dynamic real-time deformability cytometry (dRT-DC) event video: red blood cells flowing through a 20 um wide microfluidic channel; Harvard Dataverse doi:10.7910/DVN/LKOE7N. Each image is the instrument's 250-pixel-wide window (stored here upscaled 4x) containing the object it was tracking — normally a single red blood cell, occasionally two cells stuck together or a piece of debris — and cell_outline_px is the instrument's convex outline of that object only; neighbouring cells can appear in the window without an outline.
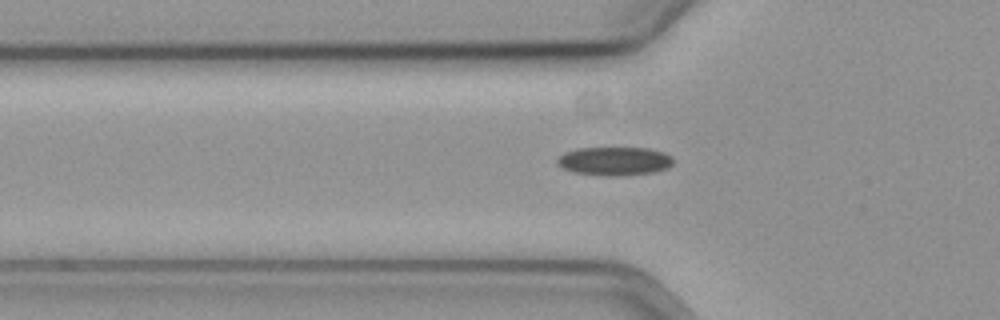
{"species": "common noctule bat (a hibernating species)", "species_latin": "Nyctalus noctula", "temperature_condition": "cold", "stored_images_in_passage": 44, "camera_frame_rate_fps": 3000, "um_per_image_px": 0.085, "animal": {"sex": "female", "body_mass_g": 19.3, "forearm_length_mm": 54.1}, "frame": {"image": 1, "passage_image": 5, "time_ms": 1.333, "image_size_px": [1000, 320], "cell_outline_px": [[672, 164], [668, 168], [656, 172], [620, 176], [604, 176], [572, 172], [556, 164], [556, 160], [564, 152], [576, 148], [648, 148], [672, 156]], "centroid_in_image_um": [52.2, 13.7], "position_along_channel_um": 73.6, "area_um2": 19.42}}
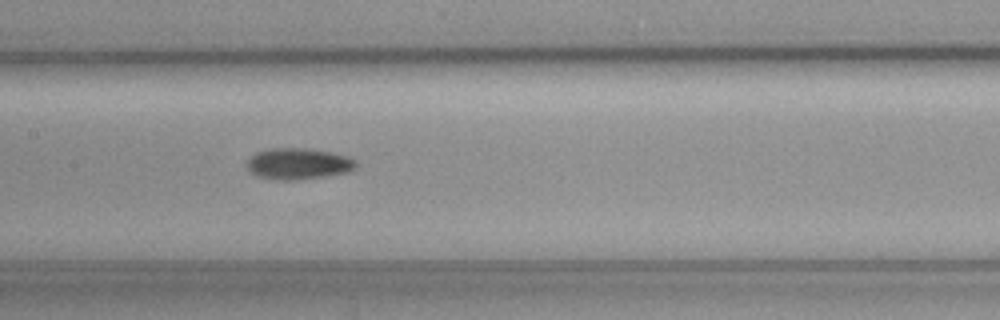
{"frame": {"image": 2, "passage_image": 14, "time_ms": 4.333, "image_size_px": [1000, 320], "cell_outline_px": [[356, 168], [348, 172], [324, 176], [292, 180], [276, 180], [256, 176], [248, 172], [248, 160], [256, 152], [272, 148], [304, 148], [328, 152], [348, 156], [356, 160]], "centroid_in_image_um": [25.34, 13.92], "position_along_channel_um": 182.1, "area_um2": 19.77}}
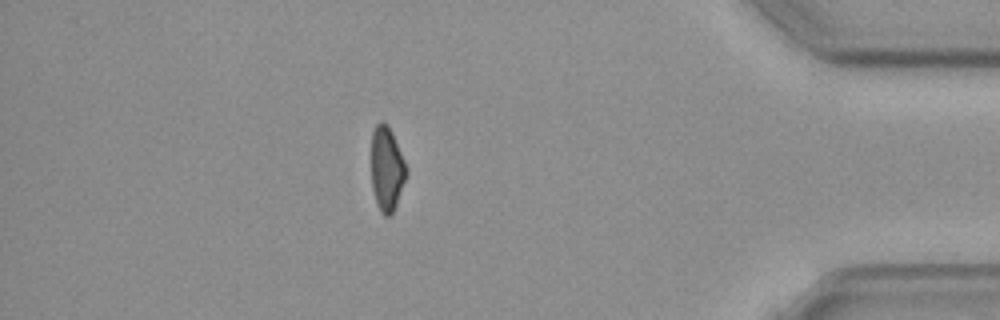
{"frame": {"image": 3, "passage_image": 36, "time_ms": 11.667, "image_size_px": [1000, 320], "cell_outline_px": [[408, 172], [396, 204], [392, 212], [388, 216], [384, 216], [380, 212], [376, 204], [372, 188], [372, 132], [376, 124], [380, 120], [388, 124], [392, 132], [408, 168]], "centroid_in_image_um": [32.88, 14.33], "position_along_channel_um": 402.3, "area_um2": 17.28}}